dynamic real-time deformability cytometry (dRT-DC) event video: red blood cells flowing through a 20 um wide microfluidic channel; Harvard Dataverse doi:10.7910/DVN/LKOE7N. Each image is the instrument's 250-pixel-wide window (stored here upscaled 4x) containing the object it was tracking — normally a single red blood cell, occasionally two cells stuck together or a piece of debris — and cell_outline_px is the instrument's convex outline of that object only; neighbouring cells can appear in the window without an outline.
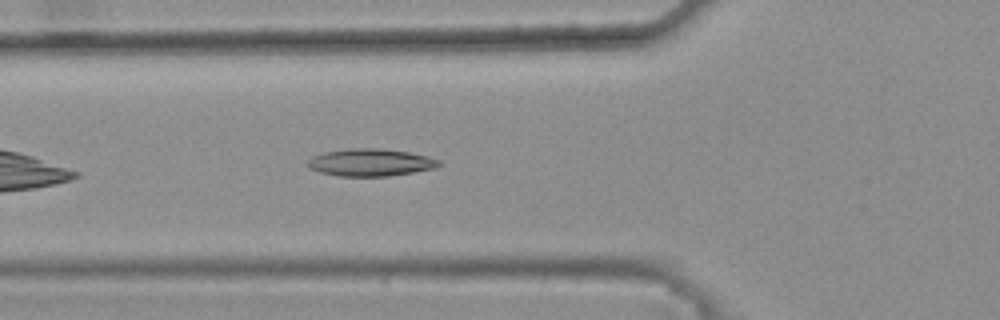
{"species": "common noctule bat (a hibernating species)", "species_latin": "Nyctalus noctula", "temperature_condition": "warm", "stored_images_in_passage": 31, "camera_frame_rate_fps": 3000, "um_per_image_px": 0.085, "animal": {"sex": "female", "body_mass_g": 25.1}, "frame": {"image": 1, "passage_image": 7, "time_ms": 2.0, "image_size_px": [1000, 320], "cell_outline_px": [[440, 164], [436, 168], [388, 176], [336, 176], [320, 172], [308, 168], [308, 160], [312, 156], [324, 152], [348, 148], [380, 148], [408, 152], [428, 156], [440, 160]], "centroid_in_image_um": [31.47, 13.8], "position_along_channel_um": 94.3, "area_um2": 20.98}}
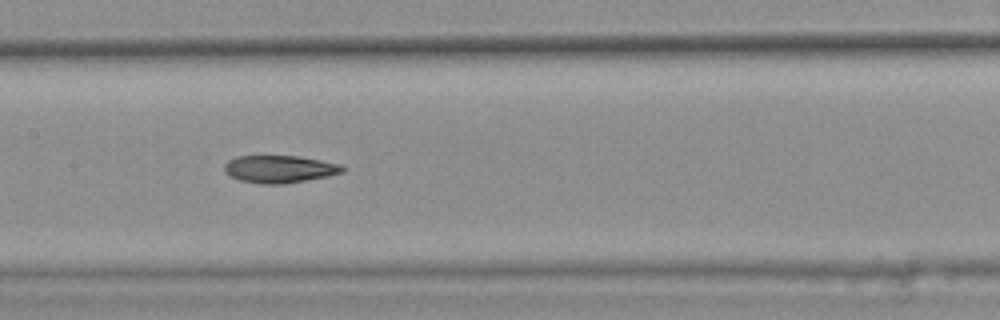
{"frame": {"image": 2, "passage_image": 14, "time_ms": 4.333, "image_size_px": [1000, 320], "cell_outline_px": [[344, 172], [328, 176], [308, 180], [284, 184], [260, 184], [240, 180], [232, 176], [224, 168], [224, 164], [228, 160], [236, 156], [296, 156], [320, 160], [340, 164], [344, 168]], "centroid_in_image_um": [23.77, 14.37], "position_along_channel_um": 183.6, "area_um2": 18.79}}
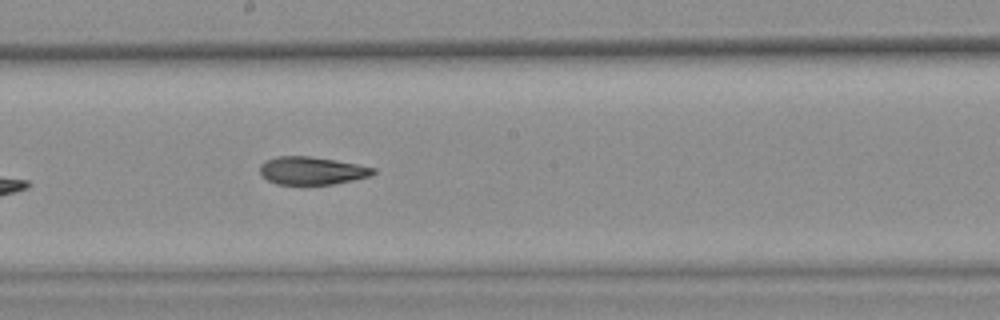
{"frame": {"image": 3, "passage_image": 17, "time_ms": 5.333, "image_size_px": [1000, 320], "cell_outline_px": [[376, 172], [372, 176], [332, 184], [276, 184], [268, 180], [260, 172], [260, 164], [264, 160], [276, 156], [312, 156], [336, 160], [376, 168]], "centroid_in_image_um": [26.51, 14.49], "position_along_channel_um": 221.7, "area_um2": 18.44}, "authors_computed_cell_mechanics": {"area_um2": 19.3052, "velocity_mm_per_s": 3.8167, "shape_relaxation_time_tau1_ms": null, "shape_relaxation_time_tau2_ms": 3.31, "deformation_change_tau1": null, "deformation_change_tau2": 0.105}}